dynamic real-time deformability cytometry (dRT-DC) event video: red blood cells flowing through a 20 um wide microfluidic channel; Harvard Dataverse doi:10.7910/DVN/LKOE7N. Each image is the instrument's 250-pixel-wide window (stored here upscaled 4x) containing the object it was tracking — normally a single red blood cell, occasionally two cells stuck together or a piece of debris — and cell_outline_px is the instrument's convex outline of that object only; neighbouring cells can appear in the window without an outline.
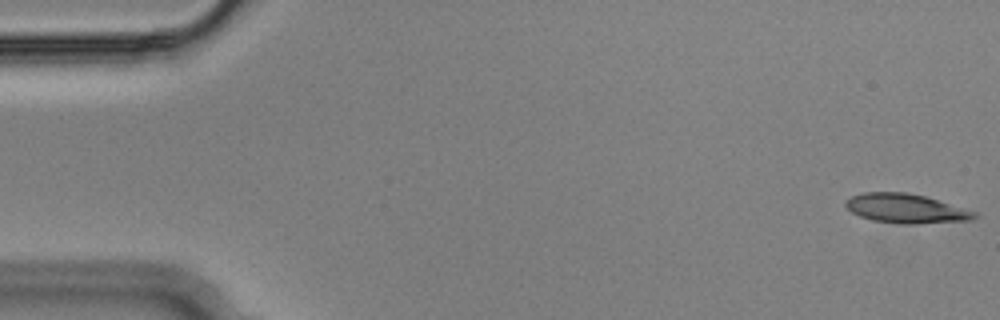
{"species": "Egyptian fruit bat (a non-hibernating species)", "species_latin": "Rousettus aegyptiacus", "temperature_condition": "cold", "stored_images_in_passage": 54, "camera_frame_rate_fps": 3000, "um_per_image_px": 0.085, "animal": {"sex": "male"}, "frame": {"image": 1, "passage_image": 1, "time_ms": 0.0, "image_size_px": [1000, 320], "cell_outline_px": [[976, 216], [972, 220], [916, 224], [900, 224], [872, 220], [860, 216], [852, 212], [844, 204], [844, 200], [852, 196], [864, 192], [908, 192], [924, 196], [976, 212]], "centroid_in_image_um": [76.96, 17.72], "position_along_channel_um": 8.0, "area_um2": 21.85}}
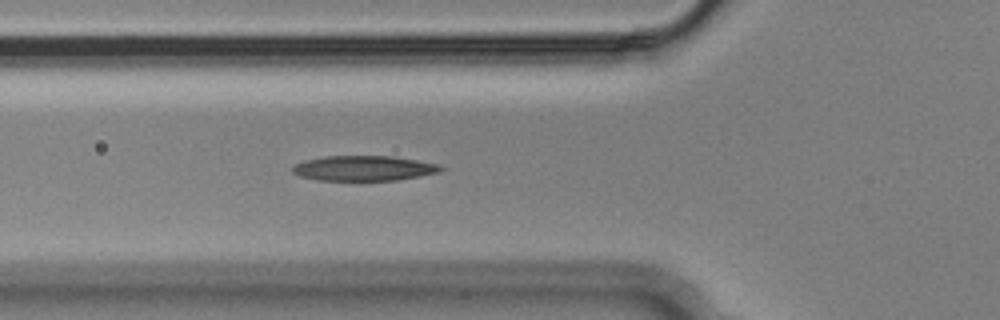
{"frame": {"image": 2, "passage_image": 19, "time_ms": 6.0, "image_size_px": [1000, 320], "cell_outline_px": [[444, 168], [440, 172], [420, 176], [396, 180], [316, 180], [300, 176], [292, 172], [292, 168], [296, 164], [304, 160], [324, 156], [392, 156], [440, 164]], "centroid_in_image_um": [30.93, 14.3], "position_along_channel_um": 94.9, "area_um2": 21.68}}
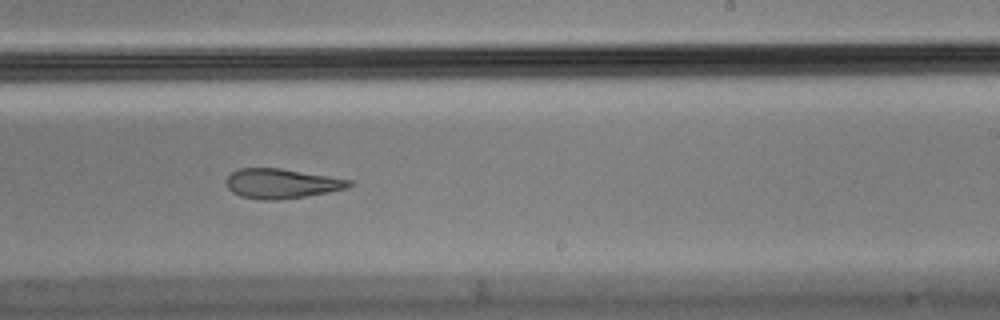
{"frame": {"image": 3, "passage_image": 33, "time_ms": 10.667, "image_size_px": [1000, 320], "cell_outline_px": [[356, 184], [348, 188], [328, 192], [280, 200], [260, 200], [240, 196], [232, 192], [228, 188], [224, 180], [232, 172], [240, 168], [280, 168], [352, 180]], "centroid_in_image_um": [23.93, 15.6], "position_along_channel_um": 265.1, "area_um2": 21.39}, "authors_computed_cell_mechanics": {"area_um2": 22.4553, "velocity_mm_per_s": 3.6337, "shape_relaxation_time_tau1_ms": null, "shape_relaxation_time_tau2_ms": 3.9299, "deformation_change_tau1": null, "deformation_change_tau2": 0.1358}}